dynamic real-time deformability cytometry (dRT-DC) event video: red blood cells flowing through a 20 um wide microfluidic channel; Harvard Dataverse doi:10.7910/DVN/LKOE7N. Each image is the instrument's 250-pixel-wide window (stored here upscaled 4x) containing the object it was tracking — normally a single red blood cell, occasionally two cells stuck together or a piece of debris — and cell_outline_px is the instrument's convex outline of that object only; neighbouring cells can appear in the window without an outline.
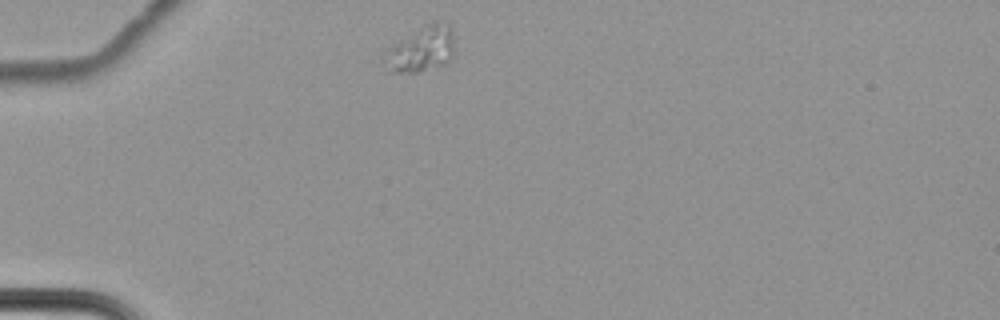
{"species": "common noctule bat (a hibernating species)", "species_latin": "Nyctalus noctula", "temperature_condition": "cold", "stored_images_in_passage": 46, "camera_frame_rate_fps": 3000, "um_per_image_px": 0.085, "animal": {"sex": "female", "body_mass_g": 22.7, "forearm_length_mm": 54.2}, "frame": {"image": 1, "passage_image": 1, "time_ms": 0.0, "image_size_px": [1000, 320], "cell_outline_px": [[452, 60], [448, 64], [416, 72], [388, 72], [380, 56], [384, 48], [432, 20], [452, 24]], "centroid_in_image_um": [35.74, 4.17], "position_along_channel_um": 49.3, "area_um2": 19.31}}
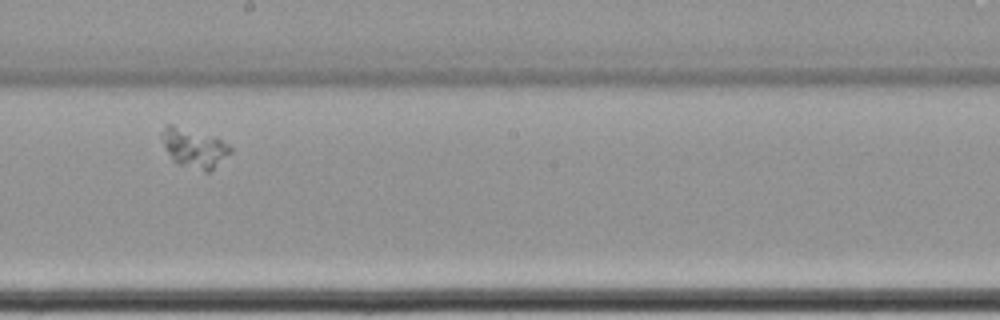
{"frame": {"image": 2, "passage_image": 20, "time_ms": 6.333, "image_size_px": [1000, 320], "cell_outline_px": [[232, 152], [208, 172], [204, 172], [176, 164], [172, 160], [160, 140], [160, 132], [168, 124], [172, 124], [216, 136], [228, 144], [232, 148]], "centroid_in_image_um": [16.47, 12.56], "position_along_channel_um": 231.7, "area_um2": 16.07}}
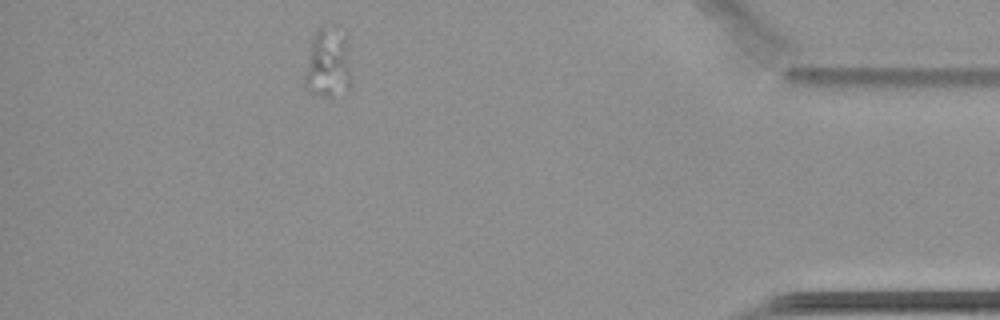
{"frame": {"image": 3, "passage_image": 40, "time_ms": 13.0, "image_size_px": [1000, 320], "cell_outline_px": [[352, 88], [332, 100], [324, 100], [308, 92], [300, 84], [312, 40], [316, 28], [320, 24], [324, 24], [348, 32], [352, 76]], "centroid_in_image_um": [27.9, 5.43], "position_along_channel_um": 407.3, "area_um2": 21.33}}